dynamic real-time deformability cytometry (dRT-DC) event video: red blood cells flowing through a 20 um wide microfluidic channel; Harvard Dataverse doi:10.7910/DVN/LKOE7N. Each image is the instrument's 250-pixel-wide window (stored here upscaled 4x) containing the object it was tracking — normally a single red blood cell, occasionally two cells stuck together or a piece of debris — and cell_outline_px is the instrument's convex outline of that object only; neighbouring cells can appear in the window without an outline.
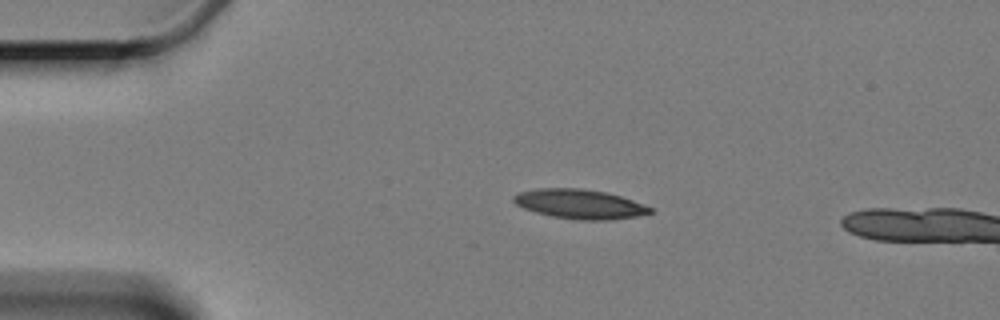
{"species": "Egyptian fruit bat (a non-hibernating species)", "species_latin": "Rousettus aegyptiacus", "temperature_condition": "cold", "stored_images_in_passage": 5, "camera_frame_rate_fps": 3000, "um_per_image_px": 0.085, "animal": {"sex": "female"}, "frame": {"image": 1, "passage_image": 3, "time_ms": 2.333, "image_size_px": [1000, 320], "cell_outline_px": [[652, 212], [636, 216], [608, 220], [576, 220], [552, 216], [536, 212], [524, 208], [516, 204], [512, 200], [512, 196], [520, 192], [536, 188], [580, 188], [604, 192], [620, 196], [632, 200], [652, 208]], "centroid_in_image_um": [49.23, 17.34], "position_along_channel_um": 35.8, "area_um2": 23.24}}